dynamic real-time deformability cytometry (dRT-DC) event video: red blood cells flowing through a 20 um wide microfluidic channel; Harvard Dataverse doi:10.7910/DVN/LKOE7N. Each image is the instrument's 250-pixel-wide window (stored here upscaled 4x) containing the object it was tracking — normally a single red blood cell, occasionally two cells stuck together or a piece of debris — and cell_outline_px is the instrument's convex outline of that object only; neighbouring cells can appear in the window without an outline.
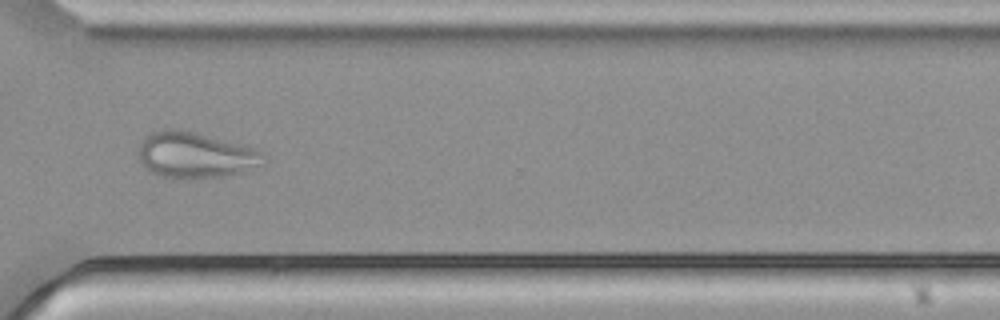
{"species": "common noctule bat (a hibernating species)", "species_latin": "Nyctalus noctula", "temperature_condition": "cold", "stored_images_in_passage": 51, "camera_frame_rate_fps": 3000, "um_per_image_px": 0.085, "animal": {"sex": "male", "body_mass_g": 21.5, "forearm_length_mm": 52.0}, "frame": {"image": 1, "passage_image": 37, "time_ms": 12.0, "image_size_px": [1000, 320], "cell_outline_px": [[268, 164], [240, 172], [224, 176], [156, 176], [148, 172], [140, 164], [136, 156], [136, 152], [140, 144], [152, 132], [160, 128], [176, 128], [256, 148], [264, 152]], "centroid_in_image_um": [16.59, 13.16], "position_along_channel_um": 354.0, "area_um2": 33.41}}